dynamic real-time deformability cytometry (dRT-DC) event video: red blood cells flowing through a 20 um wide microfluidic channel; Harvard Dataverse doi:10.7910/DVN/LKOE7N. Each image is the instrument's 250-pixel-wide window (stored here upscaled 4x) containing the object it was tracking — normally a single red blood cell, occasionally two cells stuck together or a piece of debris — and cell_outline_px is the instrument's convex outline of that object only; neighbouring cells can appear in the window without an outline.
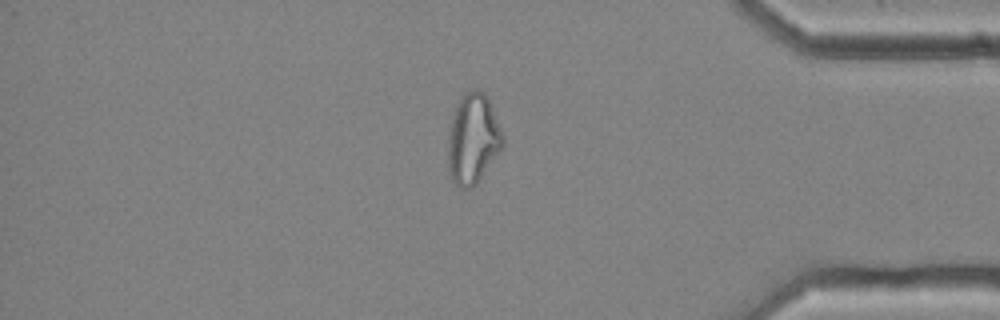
{"species": "common noctule bat (a hibernating species)", "species_latin": "Nyctalus noctula", "temperature_condition": "cold", "stored_images_in_passage": 56, "camera_frame_rate_fps": 3000, "um_per_image_px": 0.085, "animal": {"sex": "female", "body_mass_g": 25.1}, "frame": {"image": 1, "passage_image": 48, "time_ms": 15.667, "image_size_px": [1000, 320], "cell_outline_px": [[504, 144], [476, 184], [472, 188], [460, 188], [452, 180], [448, 168], [448, 140], [452, 116], [460, 100], [468, 92], [476, 88], [484, 92], [492, 108], [504, 136]], "centroid_in_image_um": [40.2, 11.83], "position_along_channel_um": 395.0, "area_um2": 28.26}, "authors_computed_cell_mechanics": {"area_um2": 29.0734, "velocity_mm_per_s": 3.6669, "shape_relaxation_time_tau1_ms": null, "shape_relaxation_time_tau2_ms": 2.0358, "deformation_change_tau1": null, "deformation_change_tau2": 0.1011}}